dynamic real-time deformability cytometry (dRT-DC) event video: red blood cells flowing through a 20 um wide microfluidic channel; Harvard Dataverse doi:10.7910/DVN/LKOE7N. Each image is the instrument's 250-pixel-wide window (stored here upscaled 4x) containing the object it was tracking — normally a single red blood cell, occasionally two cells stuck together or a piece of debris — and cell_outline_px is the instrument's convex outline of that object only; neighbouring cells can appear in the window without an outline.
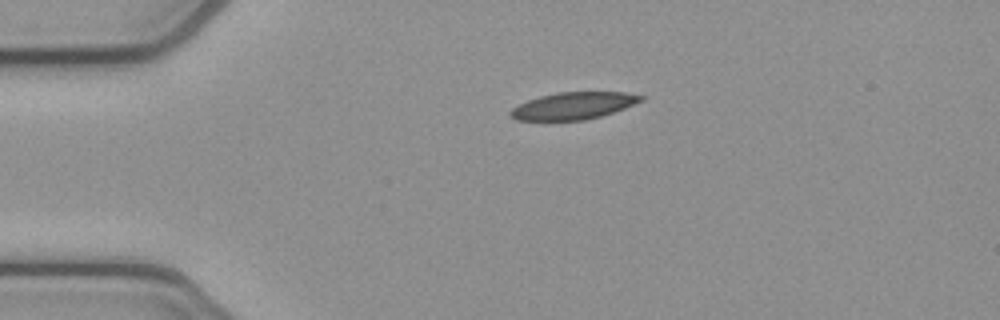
{"species": "common noctule bat (a hibernating species)", "species_latin": "Nyctalus noctula", "temperature_condition": "cold", "stored_images_in_passage": 42, "camera_frame_rate_fps": 3000, "um_per_image_px": 0.085, "animal": {"sex": "female", "body_mass_g": 21.9}, "frame": {"image": 1, "passage_image": 1, "time_ms": 0.0, "image_size_px": [1000, 320], "cell_outline_px": [[648, 96], [644, 100], [624, 108], [600, 116], [584, 120], [516, 120], [508, 116], [508, 112], [512, 108], [528, 100], [540, 96], [556, 92], [624, 92]], "centroid_in_image_um": [48.74, 8.98], "position_along_channel_um": 36.3, "area_um2": 20.63}}
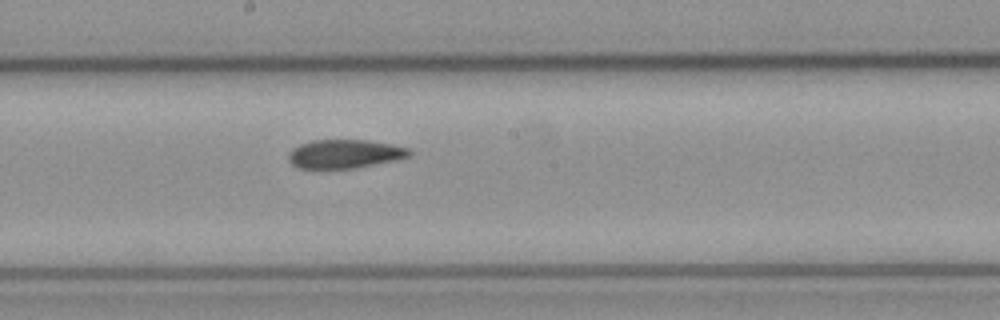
{"frame": {"image": 2, "passage_image": 18, "time_ms": 5.667, "image_size_px": [1000, 320], "cell_outline_px": [[412, 152], [408, 156], [396, 160], [352, 168], [320, 172], [296, 168], [288, 160], [288, 152], [292, 148], [300, 144], [312, 140], [368, 140], [392, 144], [408, 148]], "centroid_in_image_um": [29.19, 13.12], "position_along_channel_um": 219.0, "area_um2": 20.98}}
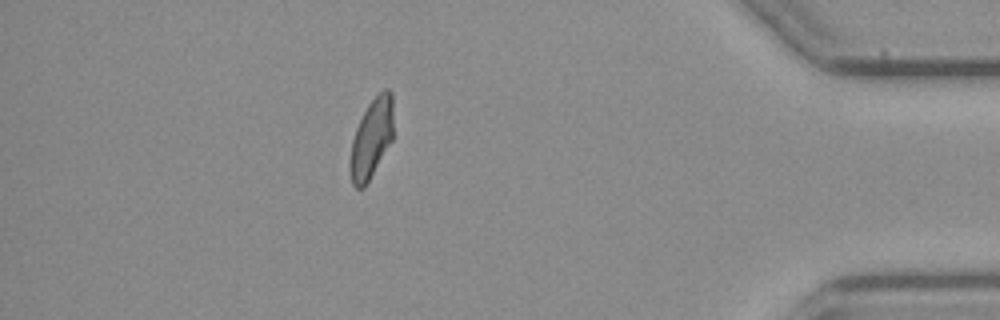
{"frame": {"image": 3, "passage_image": 36, "time_ms": 11.667, "image_size_px": [1000, 320], "cell_outline_px": [[392, 140], [364, 188], [356, 188], [352, 184], [348, 164], [352, 140], [356, 128], [368, 104], [384, 88], [388, 88], [392, 92]], "centroid_in_image_um": [31.55, 11.79], "position_along_channel_um": 403.6, "area_um2": 19.88}, "authors_computed_cell_mechanics": {"area_um2": 21.1259, "velocity_mm_per_s": 3.8646, "shape_relaxation_time_tau1_ms": null, "shape_relaxation_time_tau2_ms": 3.8612, "deformation_change_tau1": null, "deformation_change_tau2": 0.1017}}